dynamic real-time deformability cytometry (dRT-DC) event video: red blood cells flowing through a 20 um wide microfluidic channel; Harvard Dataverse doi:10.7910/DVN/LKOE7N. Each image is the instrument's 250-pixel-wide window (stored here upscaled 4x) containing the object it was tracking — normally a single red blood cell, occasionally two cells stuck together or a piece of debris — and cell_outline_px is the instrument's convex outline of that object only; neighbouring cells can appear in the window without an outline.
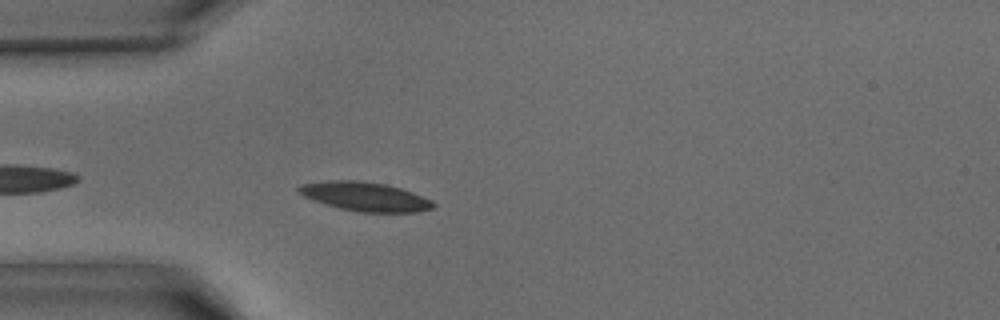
{"species": "common noctule bat (a hibernating species)", "species_latin": "Nyctalus noctula", "temperature_condition": "warm", "stored_images_in_passage": 6, "camera_frame_rate_fps": 3000, "um_per_image_px": 0.085, "animal": {"sex": "male", "body_mass_g": 15.6}, "frame": {"image": 1, "passage_image": 3, "time_ms": 0.667, "image_size_px": [1000, 320], "cell_outline_px": [[436, 204], [432, 208], [416, 212], [360, 212], [340, 208], [304, 196], [296, 192], [296, 188], [300, 184], [328, 180], [356, 180], [384, 184], [400, 188], [412, 192], [432, 200]], "centroid_in_image_um": [31.02, 16.7], "position_along_channel_um": 54.0, "area_um2": 22.54}}